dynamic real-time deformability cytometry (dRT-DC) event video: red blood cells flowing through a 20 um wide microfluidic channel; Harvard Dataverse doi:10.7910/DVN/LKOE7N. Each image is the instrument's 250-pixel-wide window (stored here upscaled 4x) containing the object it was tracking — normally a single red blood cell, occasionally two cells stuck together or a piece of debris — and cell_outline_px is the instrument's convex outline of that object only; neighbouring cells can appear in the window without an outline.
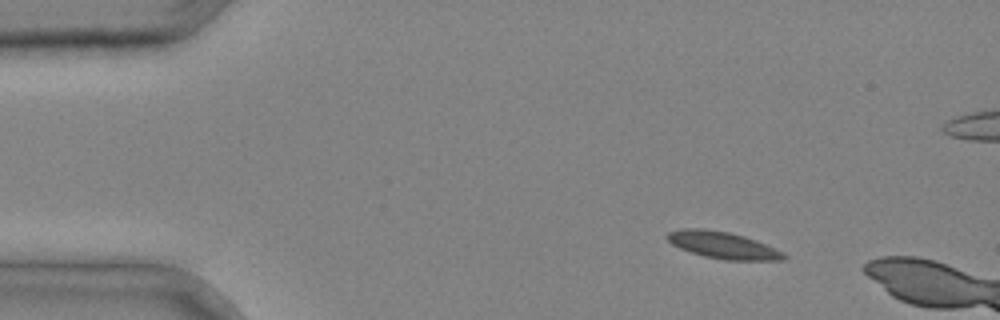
{"species": "common noctule bat (a hibernating species)", "species_latin": "Nyctalus noctula", "temperature_condition": "cold", "stored_images_in_passage": 3, "camera_frame_rate_fps": 3000, "um_per_image_px": 0.085, "animal": {"sex": "male", "body_mass_g": 20.4}, "frame": {"image": 1, "passage_image": 1, "time_ms": 0.0, "image_size_px": [1000, 320], "cell_outline_px": [[788, 256], [784, 260], [724, 260], [704, 256], [680, 248], [672, 244], [664, 236], [668, 232], [680, 228], [704, 228], [728, 232], [744, 236], [756, 240], [784, 252]], "centroid_in_image_um": [61.44, 20.83], "position_along_channel_um": 23.6, "area_um2": 18.32}}